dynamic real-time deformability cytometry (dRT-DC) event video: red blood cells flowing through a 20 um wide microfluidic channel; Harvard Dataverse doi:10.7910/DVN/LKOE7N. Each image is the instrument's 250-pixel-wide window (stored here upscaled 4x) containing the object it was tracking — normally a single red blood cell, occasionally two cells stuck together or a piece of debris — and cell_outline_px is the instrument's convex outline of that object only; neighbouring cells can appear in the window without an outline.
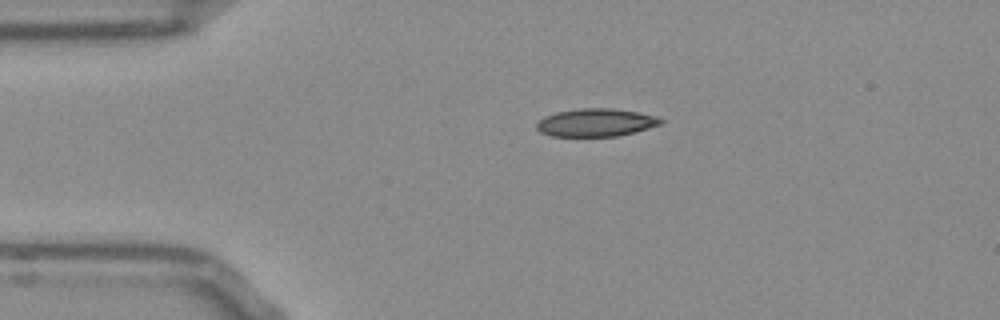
{"species": "Egyptian fruit bat (a non-hibernating species)", "species_latin": "Rousettus aegyptiacus", "temperature_condition": "room temperature", "stored_images_in_passage": 42, "camera_frame_rate_fps": 3000, "um_per_image_px": 0.085, "frame": {"image": 1, "passage_image": 1, "time_ms": 0.0, "image_size_px": [1000, 320], "cell_outline_px": [[664, 120], [660, 124], [648, 128], [616, 136], [552, 136], [540, 132], [536, 128], [536, 124], [544, 116], [556, 112], [580, 108], [612, 108], [636, 112], [656, 116]], "centroid_in_image_um": [50.61, 10.41], "position_along_channel_um": 34.4, "area_um2": 20.0}}
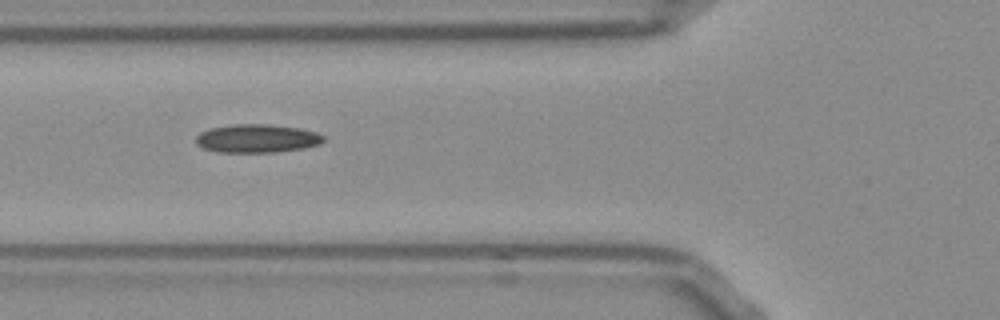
{"frame": {"image": 2, "passage_image": 9, "time_ms": 2.667, "image_size_px": [1000, 320], "cell_outline_px": [[324, 140], [320, 144], [304, 148], [276, 152], [216, 152], [204, 148], [196, 144], [196, 136], [200, 132], [208, 128], [232, 124], [268, 124], [300, 128], [316, 132], [324, 136]], "centroid_in_image_um": [21.83, 11.76], "position_along_channel_um": 104.0, "area_um2": 21.27}}
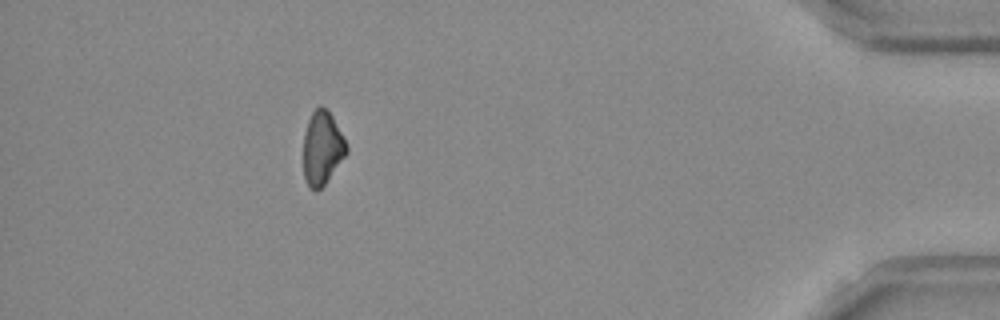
{"frame": {"image": 3, "passage_image": 37, "time_ms": 12.0, "image_size_px": [1000, 320], "cell_outline_px": [[348, 152], [324, 184], [316, 192], [308, 184], [304, 176], [304, 132], [308, 120], [312, 112], [320, 104], [332, 116], [348, 144]], "centroid_in_image_um": [27.4, 12.56], "position_along_channel_um": 407.8, "area_um2": 18.26}}